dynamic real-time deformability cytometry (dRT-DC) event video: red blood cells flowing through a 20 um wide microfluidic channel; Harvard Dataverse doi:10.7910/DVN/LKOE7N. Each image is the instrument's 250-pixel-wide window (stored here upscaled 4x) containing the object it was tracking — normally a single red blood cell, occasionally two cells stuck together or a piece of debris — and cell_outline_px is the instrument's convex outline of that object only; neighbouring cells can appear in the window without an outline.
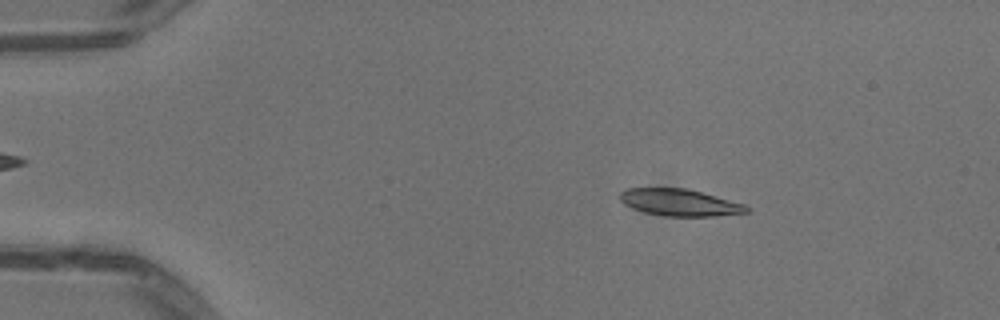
{"species": "common noctule bat (a hibernating species)", "species_latin": "Nyctalus noctula", "temperature_condition": "warm", "stored_images_in_passage": 50, "camera_frame_rate_fps": 3000, "um_per_image_px": 0.085, "animal": {"sex": "male", "body_mass_g": 13.3}, "frame": {"image": 1, "passage_image": 8, "time_ms": 2.333, "image_size_px": [1000, 320], "cell_outline_px": [[748, 212], [712, 216], [664, 216], [644, 212], [624, 204], [620, 200], [620, 192], [628, 188], [688, 188], [744, 204], [748, 208]], "centroid_in_image_um": [57.74, 17.2], "position_along_channel_um": 27.3, "area_um2": 19.65}}
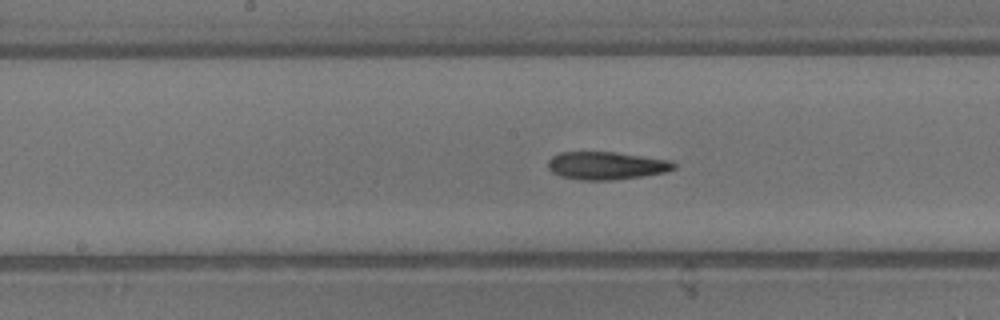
{"frame": {"image": 2, "passage_image": 26, "time_ms": 8.333, "image_size_px": [1000, 320], "cell_outline_px": [[676, 168], [664, 172], [640, 176], [612, 180], [580, 180], [560, 176], [552, 172], [548, 168], [548, 160], [552, 156], [560, 152], [616, 152], [672, 160], [676, 164]], "centroid_in_image_um": [51.53, 14.07], "position_along_channel_um": 196.7, "area_um2": 20.46}}
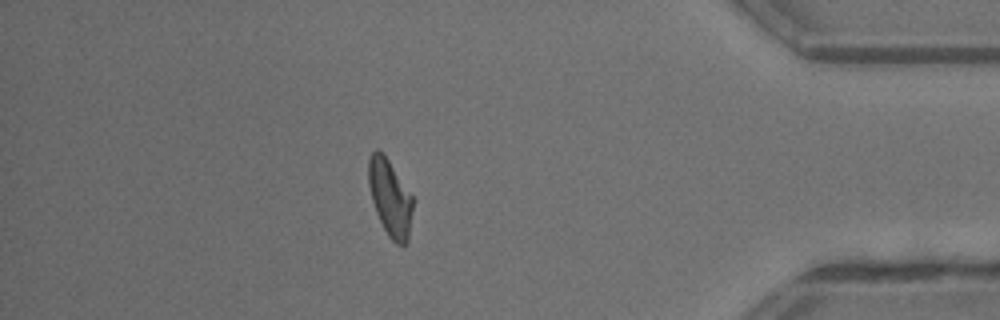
{"frame": {"image": 3, "passage_image": 44, "time_ms": 14.333, "image_size_px": [1000, 320], "cell_outline_px": [[416, 200], [408, 240], [404, 244], [396, 244], [388, 236], [376, 212], [372, 200], [368, 184], [368, 160], [372, 152], [376, 148], [388, 160]], "centroid_in_image_um": [33.19, 16.84], "position_along_channel_um": 402.0, "area_um2": 20.0}, "authors_computed_cell_mechanics": {"area_um2": 19.9988, "velocity_mm_per_s": 4.0721, "shape_relaxation_time_tau1_ms": null, "shape_relaxation_time_tau2_ms": 6.4427, "deformation_change_tau1": null, "deformation_change_tau2": 0.1816}}